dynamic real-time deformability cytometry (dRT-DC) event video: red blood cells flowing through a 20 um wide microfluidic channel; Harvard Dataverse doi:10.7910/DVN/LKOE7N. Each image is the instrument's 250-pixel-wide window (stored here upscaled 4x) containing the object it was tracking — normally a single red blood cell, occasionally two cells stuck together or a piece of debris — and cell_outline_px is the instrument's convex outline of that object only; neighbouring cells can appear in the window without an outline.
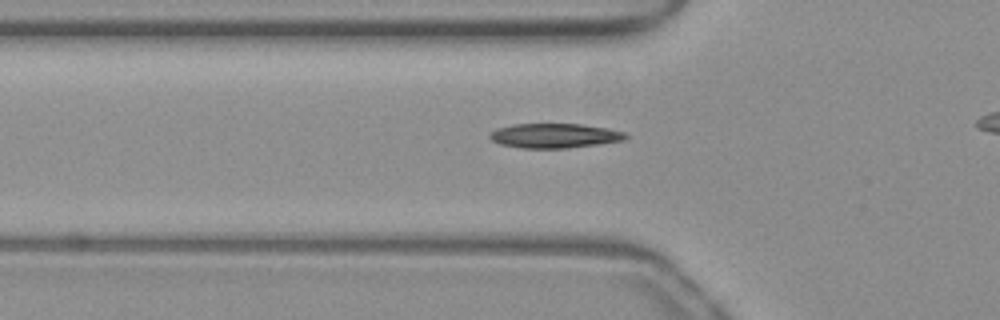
{"species": "common noctule bat (a hibernating species)", "species_latin": "Nyctalus noctula", "temperature_condition": "warm", "stored_images_in_passage": 42, "camera_frame_rate_fps": 3000, "um_per_image_px": 0.085, "animal": {"sex": "female", "body_mass_g": 19.3, "forearm_length_mm": 54.1}, "frame": {"image": 1, "passage_image": 17, "time_ms": 5.333, "image_size_px": [1000, 320], "cell_outline_px": [[628, 136], [624, 140], [568, 148], [520, 148], [500, 144], [492, 140], [488, 136], [496, 128], [512, 124], [580, 124], [608, 128], [624, 132]], "centroid_in_image_um": [47.11, 11.53], "position_along_channel_um": 78.7, "area_um2": 19.36}}
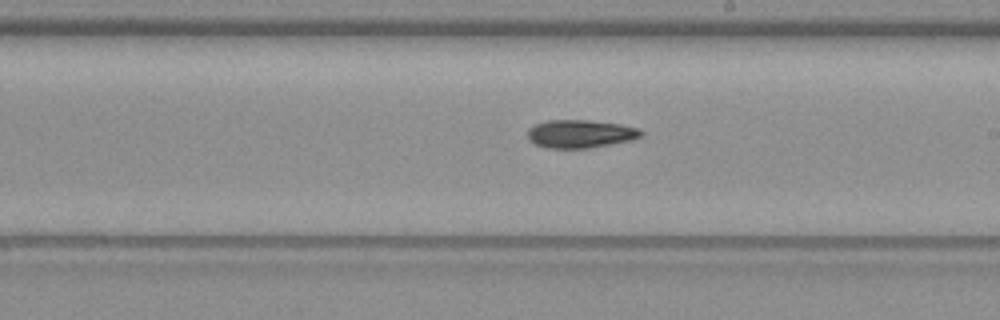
{"frame": {"image": 2, "passage_image": 29, "time_ms": 9.333, "image_size_px": [1000, 320], "cell_outline_px": [[644, 136], [632, 140], [588, 148], [544, 148], [528, 140], [528, 128], [536, 124], [548, 120], [588, 120], [620, 124], [640, 128], [644, 132]], "centroid_in_image_um": [49.36, 11.37], "position_along_channel_um": 239.6, "area_um2": 18.73}}
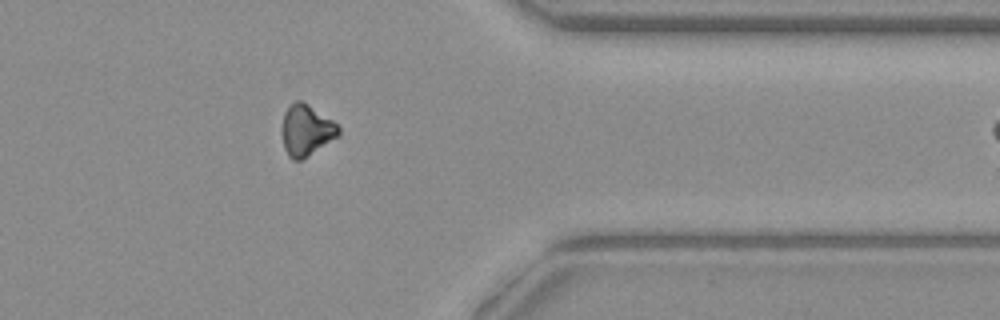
{"frame": {"image": 3, "passage_image": 41, "time_ms": 13.333, "image_size_px": [1000, 320], "cell_outline_px": [[340, 136], [300, 160], [292, 160], [288, 156], [284, 148], [280, 132], [280, 128], [284, 112], [296, 100], [300, 100], [308, 104], [332, 120], [340, 128]], "centroid_in_image_um": [26.0, 11.08], "position_along_channel_um": 385.4, "area_um2": 16.99}}